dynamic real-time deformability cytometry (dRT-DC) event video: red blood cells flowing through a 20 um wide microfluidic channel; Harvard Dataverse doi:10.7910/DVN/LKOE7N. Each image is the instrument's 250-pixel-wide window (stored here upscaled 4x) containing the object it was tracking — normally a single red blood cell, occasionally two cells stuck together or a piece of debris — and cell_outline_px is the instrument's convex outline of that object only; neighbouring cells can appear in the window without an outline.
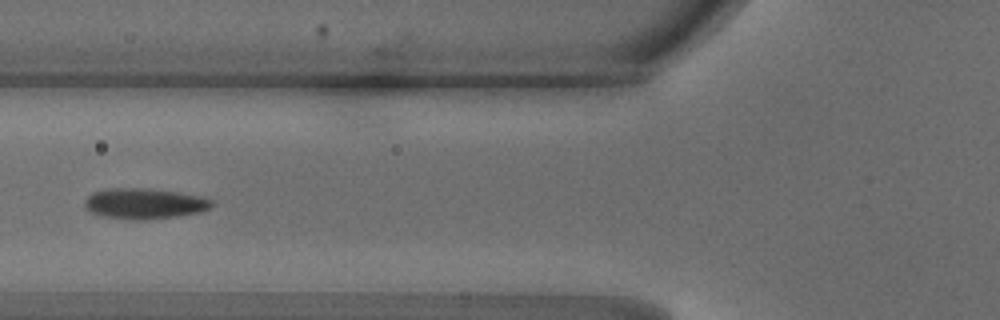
{"species": "common noctule bat (a hibernating species)", "species_latin": "Nyctalus noctula", "temperature_condition": "warm", "stored_images_in_passage": 40, "camera_frame_rate_fps": 3000, "um_per_image_px": 0.085, "animal": {"sex": "male", "body_mass_g": 18.8}, "frame": {"image": 1, "passage_image": 12, "time_ms": 3.667, "image_size_px": [1000, 320], "cell_outline_px": [[212, 204], [208, 208], [200, 212], [176, 216], [144, 220], [132, 220], [100, 216], [92, 212], [84, 204], [84, 200], [92, 192], [104, 188], [140, 188], [176, 192], [200, 196], [212, 200]], "centroid_in_image_um": [12.22, 17.3], "position_along_channel_um": 113.6, "area_um2": 22.54}, "authors_computed_cell_mechanics": {"area_um2": 22.1374, "velocity_mm_per_s": 4.2145, "shape_relaxation_time_tau1_ms": 2.5905, "shape_relaxation_time_tau2_ms": 1.1732, "deformation_change_tau1": 0.1178, "deformation_change_tau2": 0.0501}}